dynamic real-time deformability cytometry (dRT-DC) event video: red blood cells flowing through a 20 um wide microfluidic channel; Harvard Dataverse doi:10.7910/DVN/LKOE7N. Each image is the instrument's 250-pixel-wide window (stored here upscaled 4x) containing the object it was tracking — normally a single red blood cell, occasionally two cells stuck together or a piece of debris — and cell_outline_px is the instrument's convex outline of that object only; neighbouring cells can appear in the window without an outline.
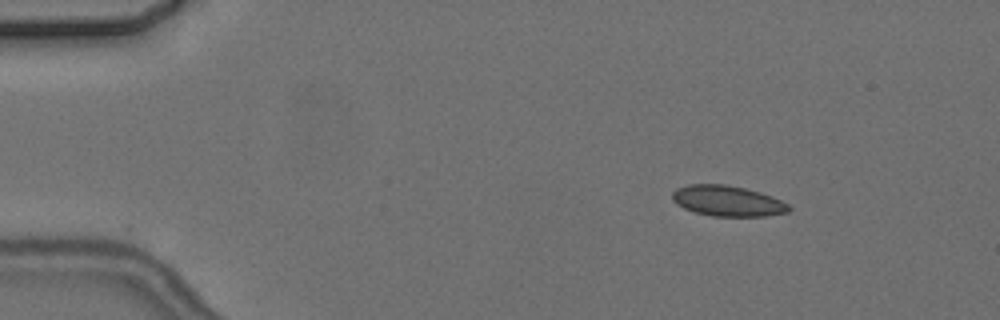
{"species": "common noctule bat (a hibernating species)", "species_latin": "Nyctalus noctula", "temperature_condition": "cold", "stored_images_in_passage": 7, "camera_frame_rate_fps": 3000, "um_per_image_px": 0.085, "animal": {"sex": "female", "body_mass_g": 24.6, "forearm_length_mm": 56.2}, "frame": {"image": 1, "passage_image": 3, "time_ms": 2.333, "image_size_px": [1000, 320], "cell_outline_px": [[792, 208], [788, 212], [764, 216], [712, 216], [696, 212], [684, 208], [676, 204], [672, 200], [672, 192], [676, 188], [688, 184], [724, 184], [744, 188], [760, 192], [772, 196], [788, 204]], "centroid_in_image_um": [61.82, 17.07], "position_along_channel_um": 23.2, "area_um2": 20.81}}
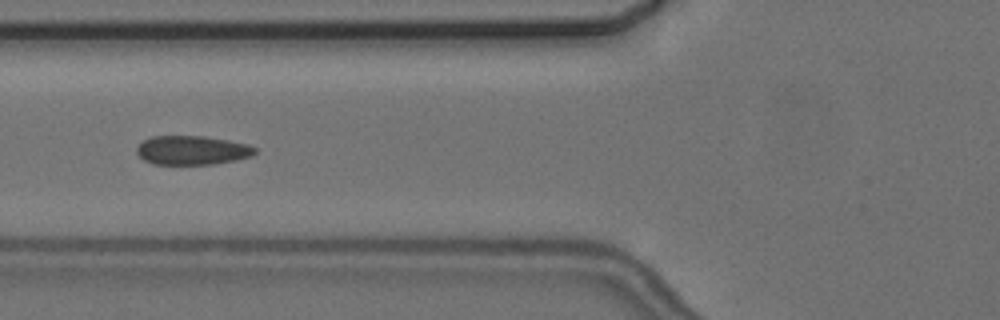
{"frame": {"image": 2, "passage_image": 6, "time_ms": 7.0, "image_size_px": [1000, 320], "cell_outline_px": [[256, 152], [252, 156], [236, 160], [212, 164], [152, 164], [144, 160], [136, 152], [136, 148], [144, 140], [152, 136], [204, 136], [228, 140], [248, 144], [256, 148]], "centroid_in_image_um": [16.34, 12.77], "position_along_channel_um": 109.5, "area_um2": 20.0}}
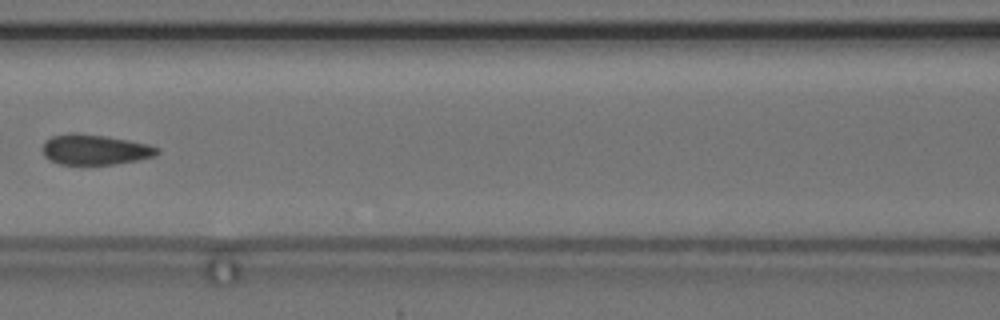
{"frame": {"image": 3, "passage_image": 7, "time_ms": 8.333, "image_size_px": [1000, 320], "cell_outline_px": [[160, 152], [156, 156], [136, 160], [112, 164], [60, 164], [44, 156], [44, 144], [52, 136], [72, 132], [76, 132], [104, 136], [128, 140], [148, 144], [160, 148]], "centroid_in_image_um": [8.11, 12.71], "position_along_channel_um": 158.5, "area_um2": 20.0}}